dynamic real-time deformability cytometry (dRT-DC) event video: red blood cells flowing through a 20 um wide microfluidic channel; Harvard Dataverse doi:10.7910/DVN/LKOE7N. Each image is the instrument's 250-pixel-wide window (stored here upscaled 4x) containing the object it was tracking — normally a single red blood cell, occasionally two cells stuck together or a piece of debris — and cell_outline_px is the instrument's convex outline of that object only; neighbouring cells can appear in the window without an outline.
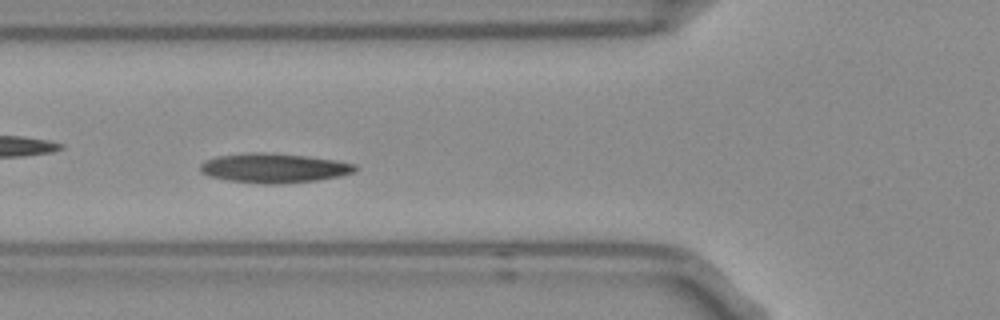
{"species": "Egyptian fruit bat (a non-hibernating species)", "species_latin": "Rousettus aegyptiacus", "temperature_condition": "room temperature", "stored_images_in_passage": 52, "camera_frame_rate_fps": 3000, "um_per_image_px": 0.085, "frame": {"image": 1, "passage_image": 16, "time_ms": 5.0, "image_size_px": [1000, 320], "cell_outline_px": [[360, 168], [356, 172], [340, 176], [316, 180], [280, 184], [264, 184], [228, 180], [208, 176], [200, 172], [200, 164], [204, 160], [216, 156], [252, 152], [260, 152], [308, 156], [336, 160], [356, 164]], "centroid_in_image_um": [23.3, 14.28], "position_along_channel_um": 102.5, "area_um2": 26.82}}
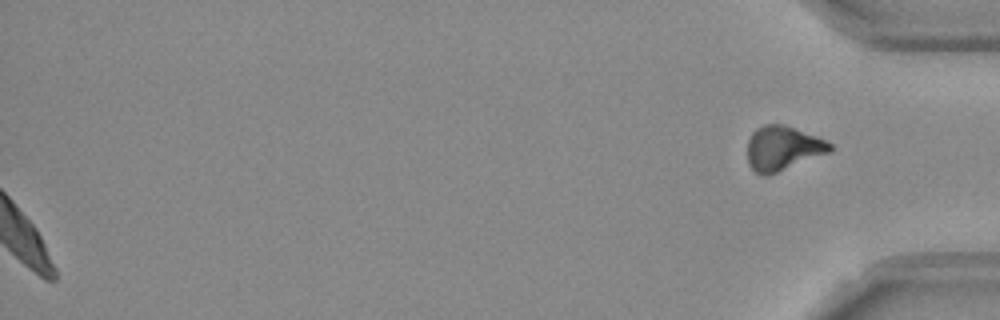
{"frame": {"image": 2, "passage_image": 52, "time_ms": 17.0, "image_size_px": [1000, 320], "cell_outline_px": [[832, 152], [768, 176], [764, 176], [756, 172], [748, 164], [748, 140], [752, 132], [756, 128], [764, 124], [784, 124], [816, 136], [832, 144]], "centroid_in_image_um": [66.54, 12.61], "position_along_channel_um": 368.7, "area_um2": 21.56}, "authors_computed_cell_mechanics": {"area_um2": 25.0852, "velocity_mm_per_s": 3.6658, "shape_relaxation_time_tau1_ms": 3.9747, "shape_relaxation_time_tau2_ms": 5.126, "deformation_change_tau1": 0.1175, "deformation_change_tau2": 0.0972}}